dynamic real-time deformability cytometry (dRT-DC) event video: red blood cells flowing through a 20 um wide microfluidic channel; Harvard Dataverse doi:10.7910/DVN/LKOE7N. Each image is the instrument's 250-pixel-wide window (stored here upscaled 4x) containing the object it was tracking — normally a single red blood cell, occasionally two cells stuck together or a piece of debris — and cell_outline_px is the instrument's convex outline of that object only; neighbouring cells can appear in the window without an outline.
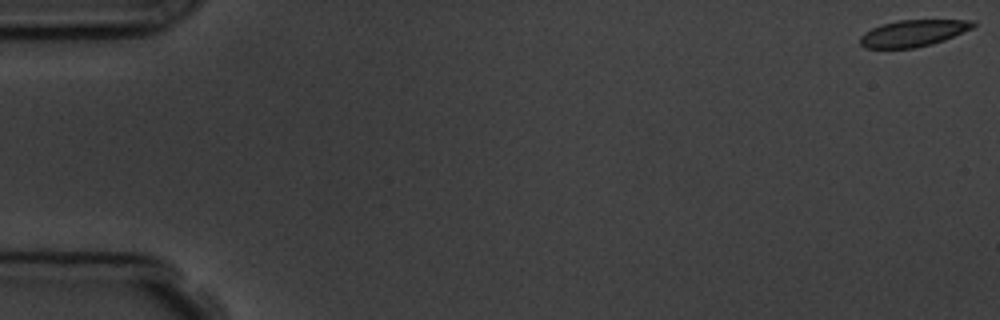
{"species": "common noctule bat (a hibernating species)", "species_latin": "Nyctalus noctula", "temperature_condition": "room temperature", "stored_images_in_passage": 5, "camera_frame_rate_fps": 3000, "um_per_image_px": 0.085, "animal": {"sex": "male", "body_mass_g": 19.5, "forearm_length_mm": 54.6}, "frame": {"image": 1, "passage_image": 1, "time_ms": 0.0, "image_size_px": [1000, 320], "cell_outline_px": [[976, 24], [972, 28], [944, 40], [932, 44], [916, 48], [864, 48], [860, 44], [860, 36], [864, 32], [880, 24], [900, 20], [976, 20]], "centroid_in_image_um": [77.6, 2.82], "position_along_channel_um": 7.4, "area_um2": 17.57}}
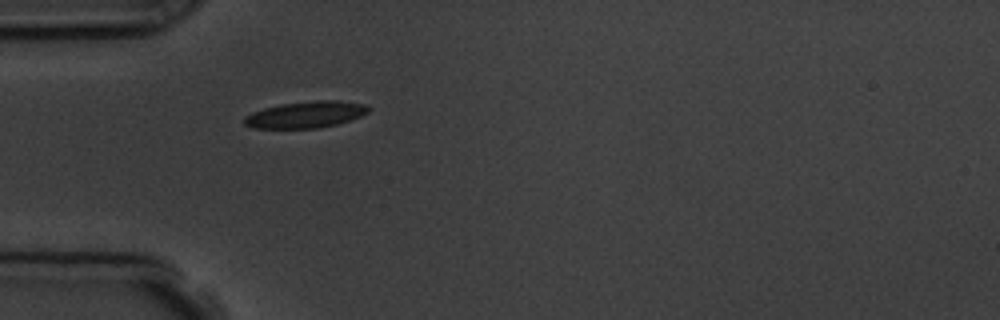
{"frame": {"image": 2, "passage_image": 5, "time_ms": 5.333, "image_size_px": [1000, 320], "cell_outline_px": [[372, 108], [368, 112], [352, 120], [320, 128], [252, 128], [244, 124], [244, 116], [252, 112], [264, 108], [280, 104], [316, 100], [340, 100], [364, 104]], "centroid_in_image_um": [26.0, 9.74], "position_along_channel_um": 59.0, "area_um2": 19.36}}